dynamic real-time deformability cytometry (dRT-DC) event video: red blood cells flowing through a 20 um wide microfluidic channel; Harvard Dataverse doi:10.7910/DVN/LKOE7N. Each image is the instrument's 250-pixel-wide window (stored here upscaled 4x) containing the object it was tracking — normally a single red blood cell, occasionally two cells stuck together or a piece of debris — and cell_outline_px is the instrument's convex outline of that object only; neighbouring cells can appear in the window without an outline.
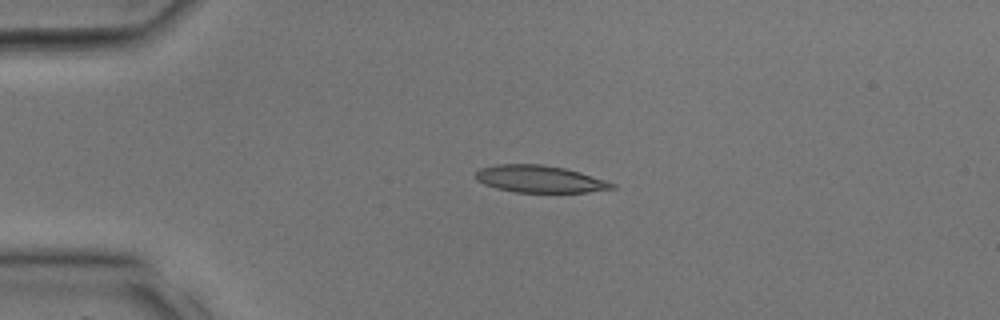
{"species": "common noctule bat (a hibernating species)", "species_latin": "Nyctalus noctula", "temperature_condition": "room temperature", "stored_images_in_passage": 15, "camera_frame_rate_fps": 3000, "um_per_image_px": 0.085, "animal": {"sex": "male", "body_mass_g": 17.9, "forearm_length_mm": 54.2}, "frame": {"image": 1, "passage_image": 1, "time_ms": 0.0, "image_size_px": [1000, 320], "cell_outline_px": [[616, 188], [588, 192], [516, 192], [496, 188], [484, 184], [476, 180], [476, 172], [480, 168], [496, 164], [540, 164], [564, 168], [580, 172], [616, 184]], "centroid_in_image_um": [45.86, 15.21], "position_along_channel_um": 39.1, "area_um2": 21.44}}
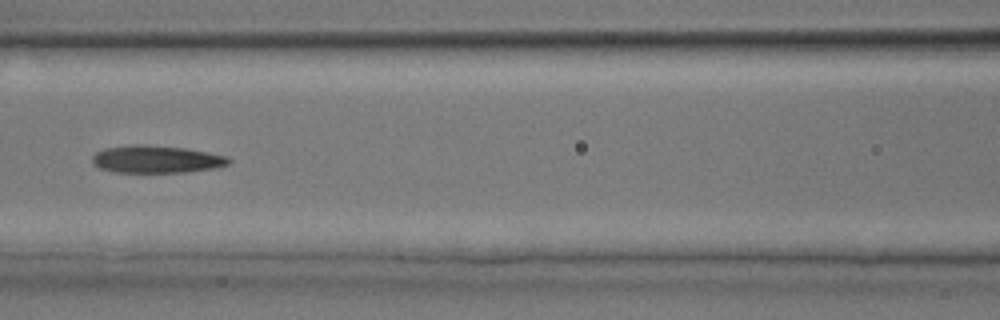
{"frame": {"image": 2, "passage_image": 8, "time_ms": 2.333, "image_size_px": [1000, 320], "cell_outline_px": [[232, 160], [228, 164], [212, 168], [184, 172], [116, 172], [100, 168], [92, 164], [92, 156], [96, 152], [104, 148], [132, 144], [144, 144], [184, 148], [208, 152], [228, 156]], "centroid_in_image_um": [13.26, 13.52], "position_along_channel_um": 153.3, "area_um2": 21.85}}
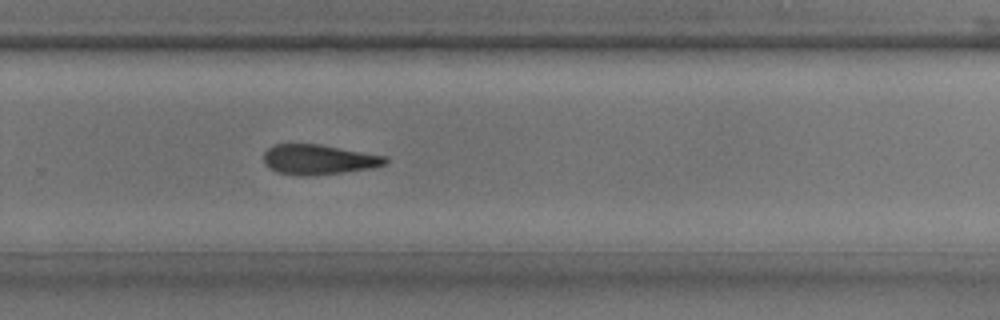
{"frame": {"image": 3, "passage_image": 15, "time_ms": 4.667, "image_size_px": [1000, 320], "cell_outline_px": [[388, 164], [372, 168], [344, 172], [312, 176], [300, 176], [276, 172], [268, 168], [264, 164], [264, 152], [268, 148], [276, 144], [320, 144], [388, 156]], "centroid_in_image_um": [27.1, 13.57], "position_along_channel_um": 302.7, "area_um2": 21.62}}